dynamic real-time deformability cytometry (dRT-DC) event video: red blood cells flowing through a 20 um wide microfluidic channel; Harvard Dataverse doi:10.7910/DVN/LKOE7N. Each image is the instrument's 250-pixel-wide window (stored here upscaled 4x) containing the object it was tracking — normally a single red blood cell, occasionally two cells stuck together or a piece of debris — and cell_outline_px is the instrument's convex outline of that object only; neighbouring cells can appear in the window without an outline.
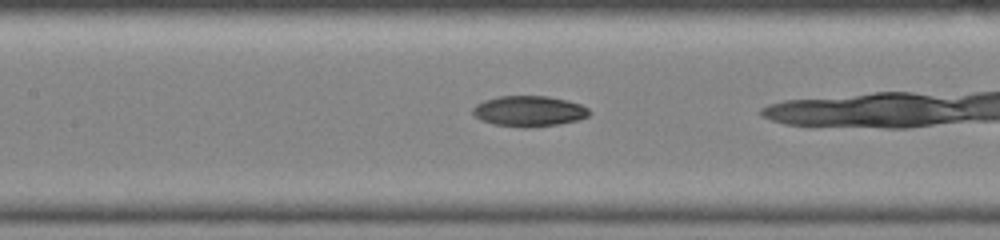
{"species": "common noctule bat (a hibernating species)", "species_latin": "Nyctalus noctula", "temperature_condition": "warm", "stored_images_in_passage": 27, "camera_frame_rate_fps": 3000, "um_per_image_px": 0.085, "animal": {"sex": "female", "body_mass_g": 19.0, "forearm_length_mm": 51.5}, "frame": {"image": 1, "passage_image": 14, "time_ms": 4.333, "image_size_px": [1000, 240], "cell_outline_px": [[588, 116], [576, 120], [556, 124], [528, 128], [524, 128], [492, 124], [480, 120], [472, 112], [472, 108], [476, 104], [484, 100], [500, 96], [548, 96], [580, 104], [588, 108]], "centroid_in_image_um": [44.9, 9.45], "position_along_channel_um": 162.5, "area_um2": 20.63}}
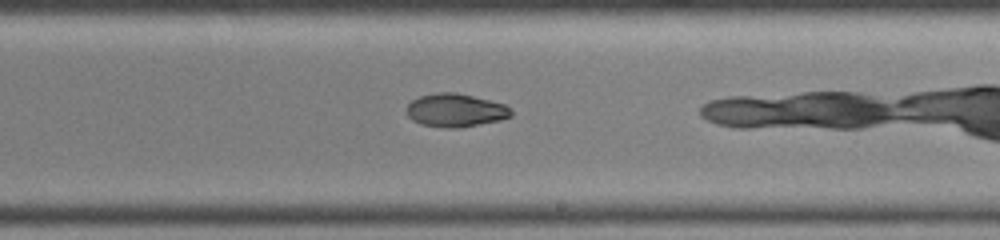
{"frame": {"image": 2, "passage_image": 19, "time_ms": 6.0, "image_size_px": [1000, 240], "cell_outline_px": [[512, 116], [500, 120], [460, 128], [444, 128], [420, 124], [412, 120], [408, 116], [408, 104], [412, 100], [420, 96], [436, 92], [456, 92], [504, 104], [512, 112]], "centroid_in_image_um": [38.7, 9.38], "position_along_channel_um": 250.3, "area_um2": 20.17}}